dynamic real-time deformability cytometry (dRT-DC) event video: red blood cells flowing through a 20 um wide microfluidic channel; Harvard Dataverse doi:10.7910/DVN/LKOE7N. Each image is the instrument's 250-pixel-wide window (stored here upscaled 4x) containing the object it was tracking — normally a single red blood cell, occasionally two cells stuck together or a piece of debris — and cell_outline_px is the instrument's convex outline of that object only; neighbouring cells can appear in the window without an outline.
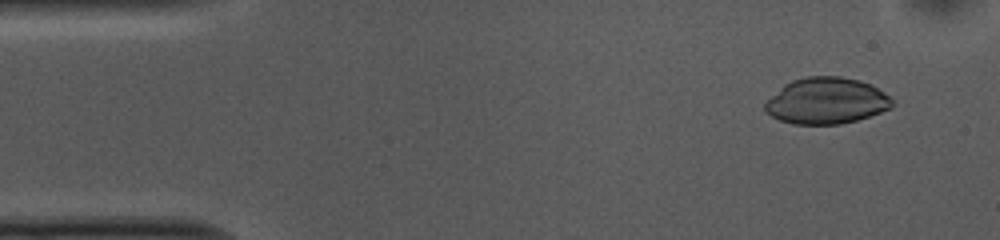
{"species": "common noctule bat (a hibernating species)", "species_latin": "Nyctalus noctula", "temperature_condition": "cold", "stored_images_in_passage": 52, "camera_frame_rate_fps": 3000, "um_per_image_px": 0.085, "animal": {"sex": "female", "body_mass_g": 10.0, "forearm_length_mm": 53.1}, "frame": {"image": 1, "passage_image": 4, "time_ms": 1.0, "image_size_px": [1000, 240], "cell_outline_px": [[896, 104], [892, 108], [856, 120], [840, 124], [792, 124], [780, 120], [772, 116], [764, 108], [764, 104], [784, 84], [792, 80], [808, 76], [840, 76], [860, 80], [876, 88], [888, 96]], "centroid_in_image_um": [70.25, 8.57], "position_along_channel_um": 14.8, "area_um2": 34.04}}
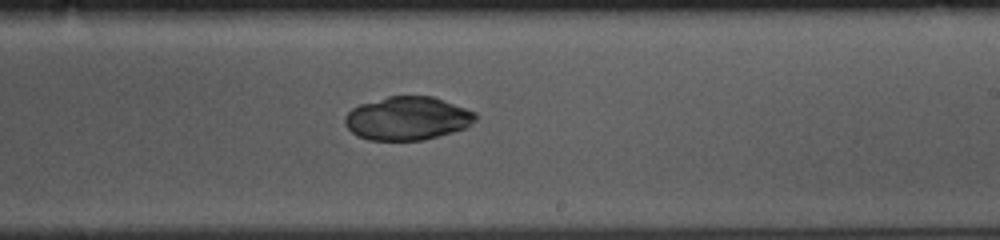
{"frame": {"image": 2, "passage_image": 30, "time_ms": 9.667, "image_size_px": [1000, 240], "cell_outline_px": [[476, 120], [464, 128], [452, 132], [424, 140], [368, 140], [356, 136], [344, 124], [344, 116], [352, 108], [360, 104], [388, 96], [432, 96], [476, 112]], "centroid_in_image_um": [34.59, 10.06], "position_along_channel_um": 254.4, "area_um2": 33.0}}
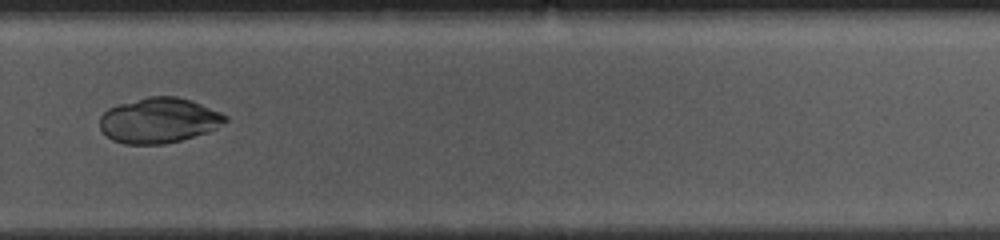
{"frame": {"image": 3, "passage_image": 35, "time_ms": 11.333, "image_size_px": [1000, 240], "cell_outline_px": [[228, 120], [216, 128], [208, 132], [180, 140], [164, 144], [124, 144], [112, 140], [100, 128], [100, 116], [108, 108], [120, 104], [148, 96], [176, 96], [192, 100], [220, 112], [228, 116]], "centroid_in_image_um": [13.51, 10.23], "position_along_channel_um": 316.3, "area_um2": 33.06}}